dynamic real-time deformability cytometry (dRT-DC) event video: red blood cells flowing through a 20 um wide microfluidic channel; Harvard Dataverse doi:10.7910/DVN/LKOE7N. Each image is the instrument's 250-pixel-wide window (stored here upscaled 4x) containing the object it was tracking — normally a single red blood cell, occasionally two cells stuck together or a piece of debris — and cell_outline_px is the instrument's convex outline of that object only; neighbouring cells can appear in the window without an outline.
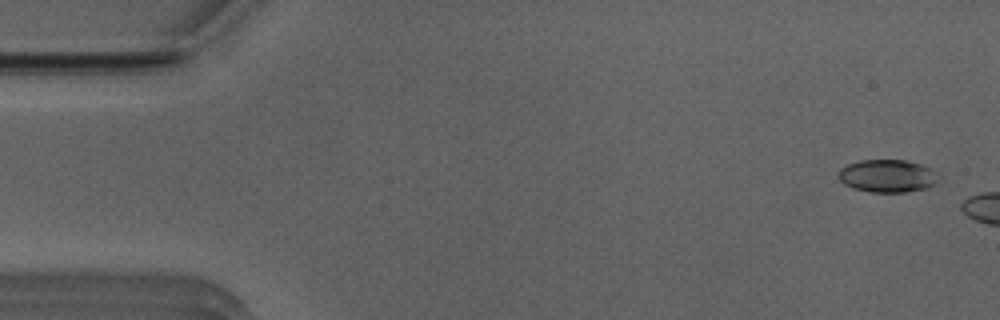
{"species": "Egyptian fruit bat (a non-hibernating species)", "species_latin": "Rousettus aegyptiacus", "temperature_condition": "room temperature", "stored_images_in_passage": 6, "camera_frame_rate_fps": 3000, "um_per_image_px": 0.085, "animal": {"sex": "male"}, "frame": {"image": 1, "passage_image": 2, "time_ms": 0.333, "image_size_px": [1000, 320], "cell_outline_px": [[940, 176], [936, 184], [924, 188], [904, 192], [872, 192], [852, 188], [844, 184], [836, 176], [836, 172], [840, 168], [848, 164], [860, 160], [904, 160], [920, 164], [928, 168]], "centroid_in_image_um": [75.38, 14.95], "position_along_channel_um": 9.6, "area_um2": 19.13}}